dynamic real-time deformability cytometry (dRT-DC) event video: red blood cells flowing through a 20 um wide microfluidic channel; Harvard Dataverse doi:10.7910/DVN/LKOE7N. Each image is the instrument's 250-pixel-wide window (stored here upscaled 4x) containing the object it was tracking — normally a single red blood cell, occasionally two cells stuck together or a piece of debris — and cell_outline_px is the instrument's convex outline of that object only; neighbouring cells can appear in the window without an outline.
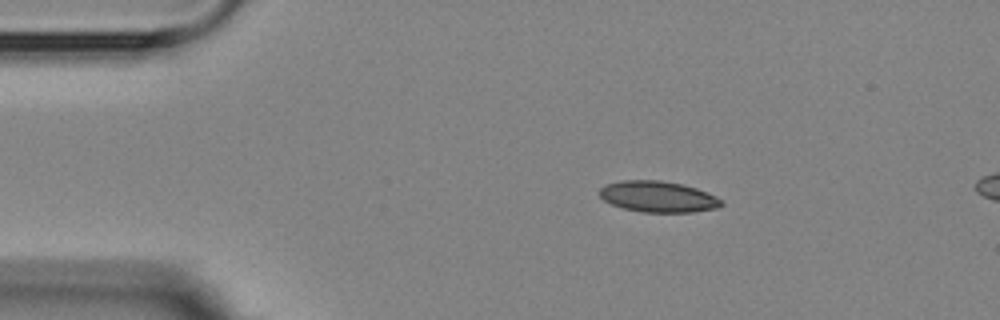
{"species": "Egyptian fruit bat (a non-hibernating species)", "species_latin": "Rousettus aegyptiacus", "temperature_condition": "room temperature", "stored_images_in_passage": 3, "camera_frame_rate_fps": 3000, "um_per_image_px": 0.085, "animal": {"sex": "female"}, "frame": {"image": 1, "passage_image": 1, "time_ms": 0.0, "image_size_px": [1000, 320], "cell_outline_px": [[724, 204], [716, 208], [692, 212], [640, 212], [624, 208], [612, 204], [604, 200], [600, 196], [600, 188], [604, 184], [620, 180], [660, 180], [684, 184], [696, 188], [716, 196], [724, 200]], "centroid_in_image_um": [55.94, 16.71], "position_along_channel_um": 29.1, "area_um2": 22.2}}